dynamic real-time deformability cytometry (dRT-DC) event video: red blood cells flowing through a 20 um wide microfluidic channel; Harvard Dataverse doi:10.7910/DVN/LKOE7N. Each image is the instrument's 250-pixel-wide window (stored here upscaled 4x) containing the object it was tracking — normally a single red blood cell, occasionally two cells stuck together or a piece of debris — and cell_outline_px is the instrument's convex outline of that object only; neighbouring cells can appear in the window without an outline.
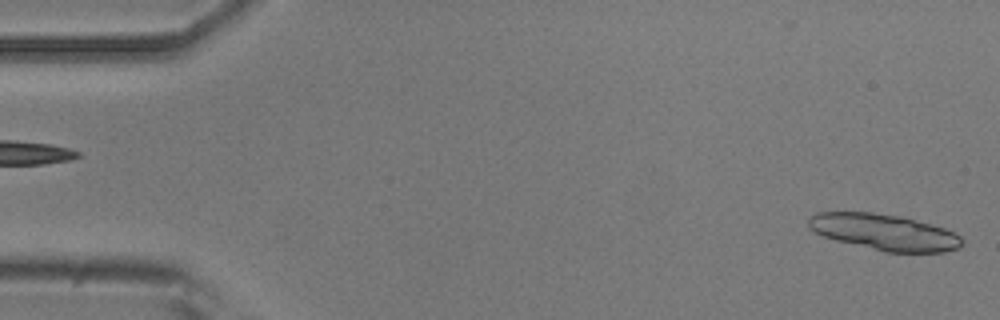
{"species": "common noctule bat (a hibernating species)", "species_latin": "Nyctalus noctula", "temperature_condition": "room temperature", "stored_images_in_passage": 6, "segment_of_instrument_passage": [2, 2], "camera_frame_rate_fps": 3000, "um_per_image_px": 0.085, "animal": {"sex": "male", "body_mass_g": 20.5, "forearm_length_mm": 52.5}, "frame": {"image": 1, "passage_image": 6, "time_ms": 5.667, "image_size_px": [1000, 320], "cell_outline_px": [[964, 240], [960, 248], [944, 252], [884, 252], [836, 240], [824, 236], [808, 228], [808, 216], [816, 212], [872, 212], [904, 216], [932, 224], [956, 232]], "centroid_in_image_um": [75.18, 19.72], "position_along_channel_um": 9.8, "area_um2": 32.66}}